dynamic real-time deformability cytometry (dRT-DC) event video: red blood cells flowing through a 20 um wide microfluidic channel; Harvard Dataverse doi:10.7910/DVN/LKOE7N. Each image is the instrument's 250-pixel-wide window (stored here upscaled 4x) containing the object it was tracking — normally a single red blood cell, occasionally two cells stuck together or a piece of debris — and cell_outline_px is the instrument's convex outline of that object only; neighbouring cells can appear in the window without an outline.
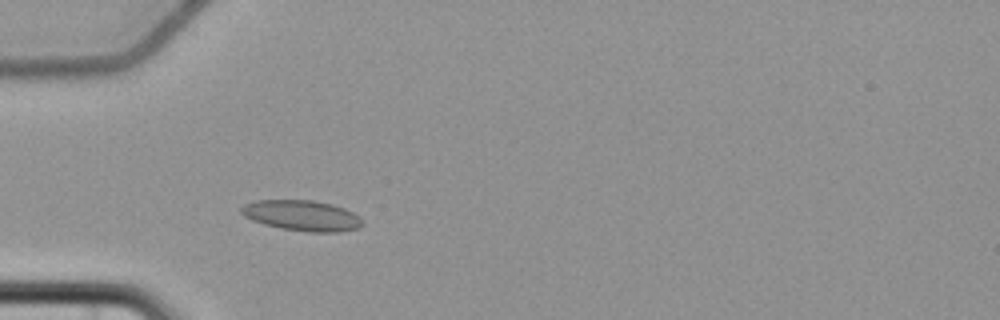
{"species": "common noctule bat (a hibernating species)", "species_latin": "Nyctalus noctula", "temperature_condition": "cold", "stored_images_in_passage": 3, "camera_frame_rate_fps": 3000, "um_per_image_px": 0.085, "animal": {"sex": "female", "body_mass_g": 22.7, "forearm_length_mm": 54.2}, "frame": {"image": 1, "passage_image": 3, "time_ms": 2.333, "image_size_px": [1000, 320], "cell_outline_px": [[364, 224], [360, 228], [340, 232], [308, 232], [280, 228], [264, 224], [252, 220], [244, 216], [240, 212], [240, 208], [244, 204], [256, 200], [312, 200], [332, 204], [344, 208], [360, 216], [364, 220]], "centroid_in_image_um": [25.7, 18.33], "position_along_channel_um": 59.3, "area_um2": 21.85}}